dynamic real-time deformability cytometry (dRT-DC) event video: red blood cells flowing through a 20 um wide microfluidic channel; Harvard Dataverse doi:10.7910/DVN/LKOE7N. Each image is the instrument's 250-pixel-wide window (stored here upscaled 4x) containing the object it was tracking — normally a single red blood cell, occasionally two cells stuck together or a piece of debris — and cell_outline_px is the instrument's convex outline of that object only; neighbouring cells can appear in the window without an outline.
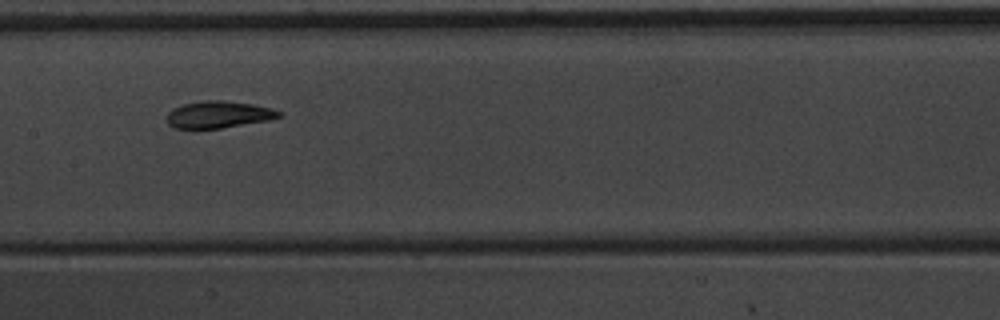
{"species": "common noctule bat (a hibernating species)", "species_latin": "Nyctalus noctula", "temperature_condition": "warm", "stored_images_in_passage": 11, "camera_frame_rate_fps": 3000, "um_per_image_px": 0.085, "animal": {"sex": "male", "body_mass_g": 20.1, "forearm_length_mm": 53.5}, "frame": {"image": 1, "passage_image": 4, "time_ms": 1.0, "image_size_px": [1000, 320], "cell_outline_px": [[284, 116], [268, 120], [220, 128], [172, 128], [168, 124], [168, 112], [172, 108], [184, 104], [204, 100], [224, 100], [252, 104], [284, 112]], "centroid_in_image_um": [18.58, 9.73], "position_along_channel_um": 188.8, "area_um2": 17.51}}
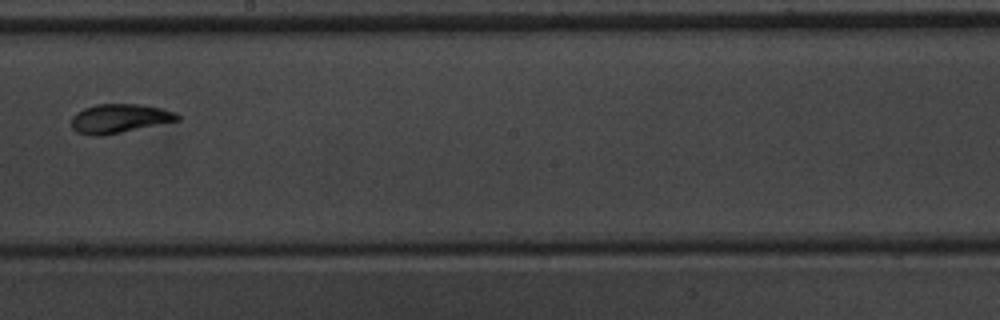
{"frame": {"image": 2, "passage_image": 5, "time_ms": 1.333, "image_size_px": [1000, 320], "cell_outline_px": [[180, 120], [120, 132], [96, 136], [92, 136], [76, 132], [72, 128], [72, 116], [76, 112], [84, 108], [96, 104], [140, 104], [164, 108], [176, 112], [180, 116]], "centroid_in_image_um": [10.16, 10.05], "position_along_channel_um": 238.0, "area_um2": 17.92}}